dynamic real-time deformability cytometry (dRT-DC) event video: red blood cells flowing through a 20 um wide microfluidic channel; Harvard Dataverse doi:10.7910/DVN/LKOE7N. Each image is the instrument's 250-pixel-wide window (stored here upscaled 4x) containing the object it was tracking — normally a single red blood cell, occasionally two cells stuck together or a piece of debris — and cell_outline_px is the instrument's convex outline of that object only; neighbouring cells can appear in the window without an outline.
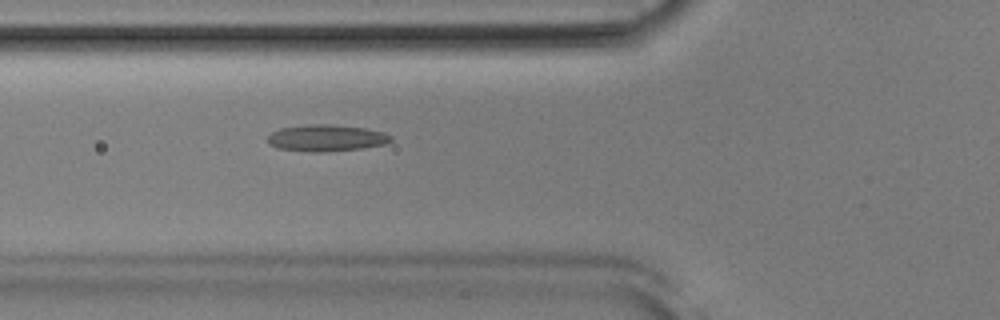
{"species": "Egyptian fruit bat (a non-hibernating species)", "species_latin": "Rousettus aegyptiacus", "temperature_condition": "room temperature", "stored_images_in_passage": 52, "camera_frame_rate_fps": 3000, "um_per_image_px": 0.085, "animal": {"sex": "male"}, "frame": {"image": 1, "passage_image": 19, "time_ms": 6.0, "image_size_px": [1000, 320], "cell_outline_px": [[392, 140], [384, 144], [364, 148], [328, 152], [312, 152], [276, 148], [268, 144], [268, 136], [272, 132], [280, 128], [308, 124], [328, 124], [364, 128], [384, 132], [392, 136]], "centroid_in_image_um": [27.72, 11.73], "position_along_channel_um": 98.1, "area_um2": 19.25}}
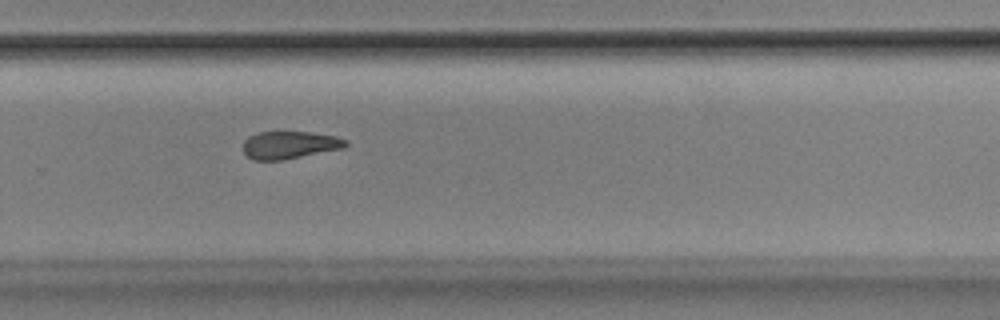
{"frame": {"image": 2, "passage_image": 35, "time_ms": 11.333, "image_size_px": [1000, 320], "cell_outline_px": [[348, 144], [344, 148], [280, 160], [252, 160], [244, 152], [244, 140], [248, 136], [260, 132], [312, 132], [336, 136], [348, 140]], "centroid_in_image_um": [24.63, 12.31], "position_along_channel_um": 305.2, "area_um2": 16.42}}
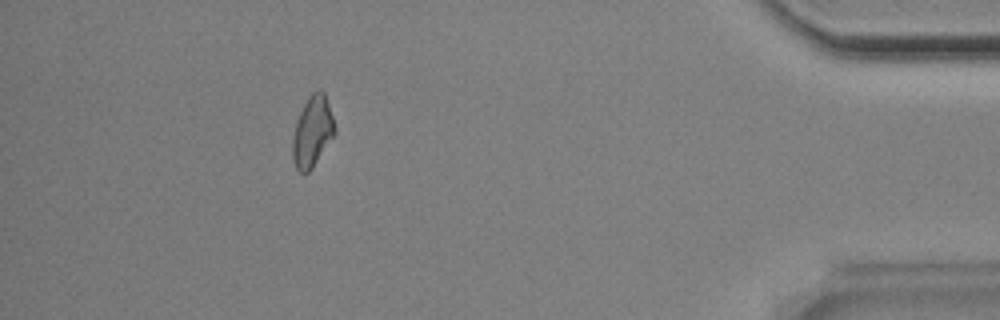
{"frame": {"image": 3, "passage_image": 47, "time_ms": 15.333, "image_size_px": [1000, 320], "cell_outline_px": [[336, 132], [312, 168], [308, 172], [300, 172], [296, 168], [292, 160], [292, 136], [296, 120], [308, 96], [316, 88], [320, 88], [324, 92], [336, 128]], "centroid_in_image_um": [26.53, 11.16], "position_along_channel_um": 408.7, "area_um2": 17.46}, "authors_computed_cell_mechanics": {"area_um2": 17.6868, "velocity_mm_per_s": 3.8833, "shape_relaxation_time_tau1_ms": null, "shape_relaxation_time_tau2_ms": 4.9642, "deformation_change_tau1": null, "deformation_change_tau2": 0.1315}}